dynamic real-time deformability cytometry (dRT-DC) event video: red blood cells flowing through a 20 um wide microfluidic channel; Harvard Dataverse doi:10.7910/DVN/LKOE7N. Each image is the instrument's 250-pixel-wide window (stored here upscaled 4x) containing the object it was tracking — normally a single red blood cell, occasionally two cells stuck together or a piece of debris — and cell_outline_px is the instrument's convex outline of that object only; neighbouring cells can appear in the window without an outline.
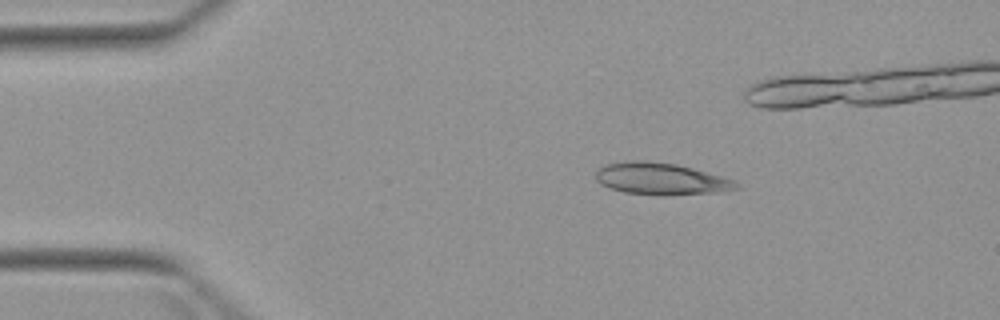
{"species": "Egyptian fruit bat (a non-hibernating species)", "species_latin": "Rousettus aegyptiacus", "temperature_condition": "warm", "stored_images_in_passage": 6, "camera_frame_rate_fps": 3000, "um_per_image_px": 0.085, "animal": {"sex": "female"}, "frame": {"image": 1, "passage_image": 3, "time_ms": 2.667, "image_size_px": [1000, 320], "cell_outline_px": [[740, 188], [720, 192], [668, 196], [660, 196], [624, 192], [600, 184], [596, 180], [596, 168], [604, 164], [632, 160], [644, 160], [676, 164], [692, 168], [736, 180], [740, 184]], "centroid_in_image_um": [56.19, 15.21], "position_along_channel_um": 28.8, "area_um2": 26.53}}
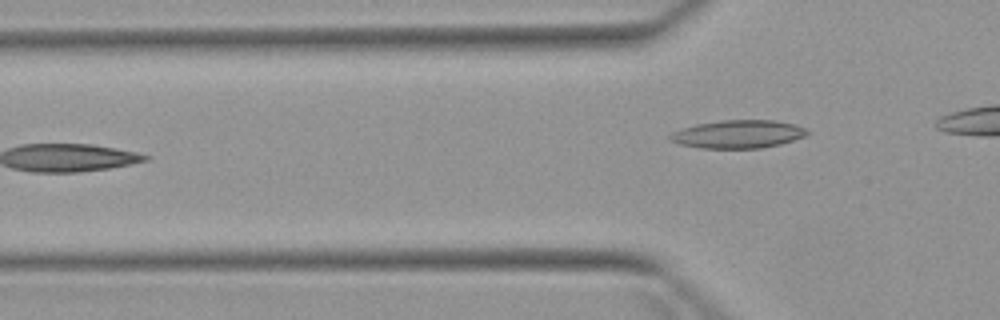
{"frame": {"image": 2, "passage_image": 6, "time_ms": 6.333, "image_size_px": [1000, 320], "cell_outline_px": [[808, 132], [804, 136], [780, 144], [760, 148], [700, 148], [680, 144], [668, 140], [668, 136], [672, 132], [696, 124], [720, 120], [776, 120], [796, 124], [804, 128]], "centroid_in_image_um": [62.71, 11.4], "position_along_channel_um": 63.1, "area_um2": 22.37}}